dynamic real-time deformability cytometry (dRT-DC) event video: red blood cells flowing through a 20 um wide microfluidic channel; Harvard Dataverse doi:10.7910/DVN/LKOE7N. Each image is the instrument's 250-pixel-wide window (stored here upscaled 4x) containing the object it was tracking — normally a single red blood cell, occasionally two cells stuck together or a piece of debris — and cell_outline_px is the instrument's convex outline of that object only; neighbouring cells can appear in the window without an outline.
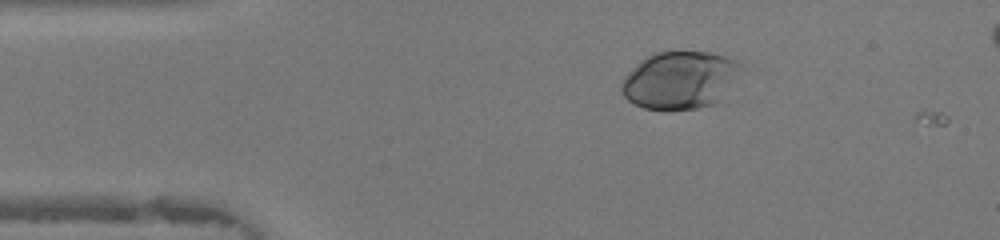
{"species": "human", "species_latin": "Homo sapiens", "temperature_condition": "warm", "stored_images_in_passage": 44, "camera_frame_rate_fps": 3000, "um_per_image_px": 0.085, "donor": {"sex": "female"}, "frame": {"image": 1, "passage_image": 5, "time_ms": 1.333, "image_size_px": [1000, 240], "cell_outline_px": [[748, 68], [720, 100], [716, 104], [696, 108], [668, 112], [644, 108], [632, 104], [624, 96], [620, 88], [620, 80], [640, 60], [652, 52], [712, 52], [736, 60], [744, 64]], "centroid_in_image_um": [57.84, 6.82], "position_along_channel_um": 27.2, "area_um2": 41.5}}
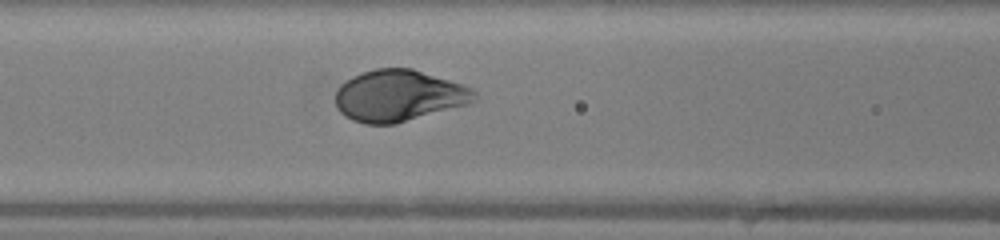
{"frame": {"image": 2, "passage_image": 16, "time_ms": 5.0, "image_size_px": [1000, 240], "cell_outline_px": [[480, 96], [476, 100], [468, 104], [396, 124], [364, 124], [352, 120], [340, 112], [336, 104], [336, 92], [340, 84], [352, 76], [376, 68], [412, 68], [472, 88]], "centroid_in_image_um": [33.9, 8.14], "position_along_channel_um": 132.7, "area_um2": 41.67}}
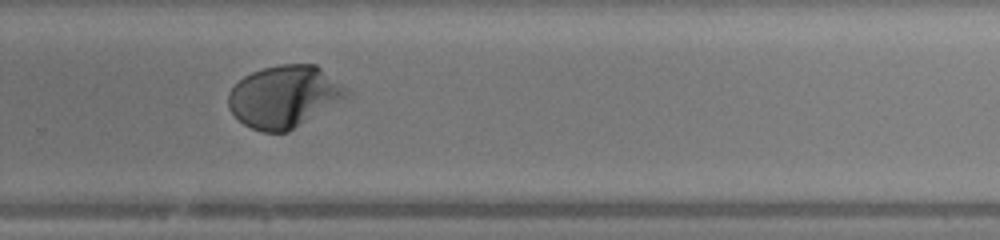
{"frame": {"image": 3, "passage_image": 28, "time_ms": 9.0, "image_size_px": [1000, 240], "cell_outline_px": [[352, 92], [288, 132], [264, 132], [252, 128], [244, 124], [228, 108], [228, 92], [244, 76], [252, 72], [264, 68], [280, 64], [316, 64], [348, 88]], "centroid_in_image_um": [24.13, 8.19], "position_along_channel_um": 305.7, "area_um2": 42.14}, "authors_computed_cell_mechanics": {"area_um2": 41.9917, "velocity_mm_per_s": 4.3392, "shape_relaxation_time_tau1_ms": 2.6074, "shape_relaxation_time_tau2_ms": null, "deformation_change_tau1": 0.1809, "deformation_change_tau2": null}}